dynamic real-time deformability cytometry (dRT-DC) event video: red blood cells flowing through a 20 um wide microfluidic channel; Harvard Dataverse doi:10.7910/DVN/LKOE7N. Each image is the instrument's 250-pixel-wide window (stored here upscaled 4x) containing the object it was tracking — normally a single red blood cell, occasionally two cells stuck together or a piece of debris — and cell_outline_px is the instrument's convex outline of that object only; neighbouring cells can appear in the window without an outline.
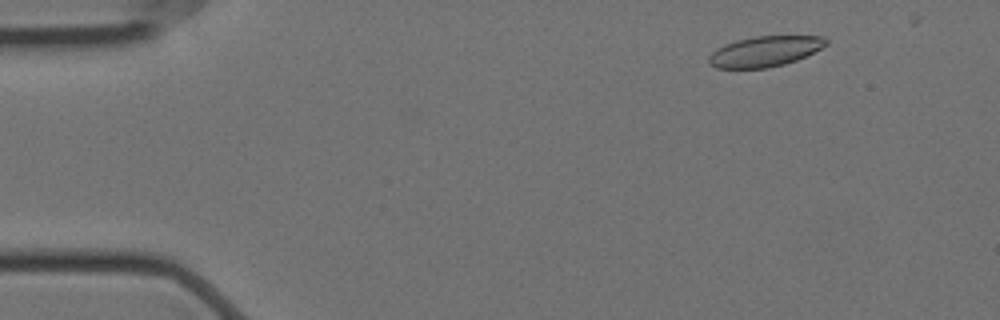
{"species": "Egyptian fruit bat (a non-hibernating species)", "species_latin": "Rousettus aegyptiacus", "temperature_condition": "cold", "stored_images_in_passage": 15, "camera_frame_rate_fps": 3000, "um_per_image_px": 0.085, "animal": {"sex": "female"}, "frame": {"image": 1, "passage_image": 4, "time_ms": 1.0, "image_size_px": [1000, 320], "cell_outline_px": [[828, 44], [796, 60], [784, 64], [768, 68], [716, 68], [708, 64], [708, 56], [716, 48], [724, 44], [736, 40], [756, 36], [824, 36], [828, 40]], "centroid_in_image_um": [64.97, 4.36], "position_along_channel_um": 20.0, "area_um2": 20.81}}
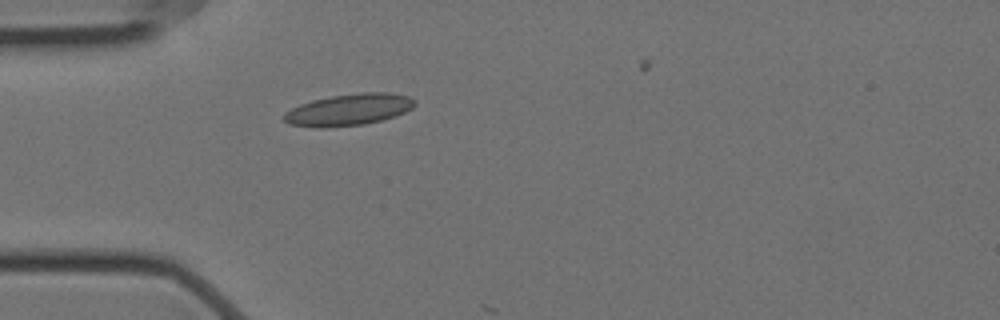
{"frame": {"image": 2, "passage_image": 14, "time_ms": 4.333, "image_size_px": [1000, 320], "cell_outline_px": [[416, 104], [412, 108], [396, 116], [364, 124], [324, 128], [320, 128], [288, 124], [284, 120], [284, 112], [300, 104], [312, 100], [332, 96], [360, 92], [388, 92], [408, 96], [416, 100]], "centroid_in_image_um": [29.65, 9.32], "position_along_channel_um": 55.4, "area_um2": 24.16}}